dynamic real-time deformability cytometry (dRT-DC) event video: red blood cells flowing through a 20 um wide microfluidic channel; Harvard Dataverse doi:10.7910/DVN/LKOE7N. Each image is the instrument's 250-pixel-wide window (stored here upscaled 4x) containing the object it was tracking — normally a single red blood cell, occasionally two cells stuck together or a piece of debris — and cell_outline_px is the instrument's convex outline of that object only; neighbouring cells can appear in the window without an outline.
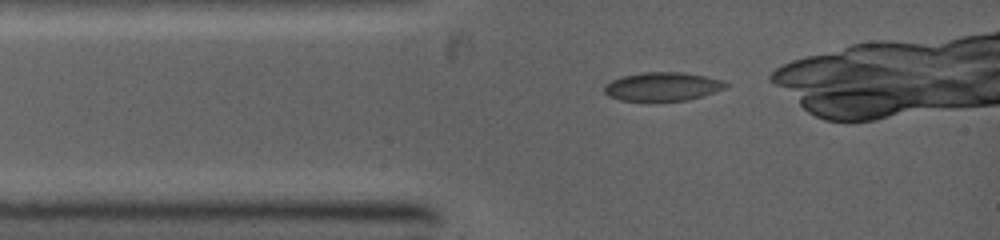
{"species": "common noctule bat (a hibernating species)", "species_latin": "Nyctalus noctula", "temperature_condition": "warm", "stored_images_in_passage": 2, "camera_frame_rate_fps": 5000, "um_per_image_px": 0.085, "animal": {"sex": "female", "body_mass_g": 19.0, "forearm_length_mm": 53.3}, "frame": {"image": 1, "passage_image": 1, "time_ms": 0.0, "image_size_px": [1000, 240], "cell_outline_px": [[732, 84], [724, 88], [688, 100], [648, 104], [620, 100], [608, 96], [604, 92], [604, 84], [620, 76], [640, 72], [684, 72], [704, 76], [720, 80]], "centroid_in_image_um": [56.22, 7.4], "position_along_channel_um": 28.8, "area_um2": 21.1}}
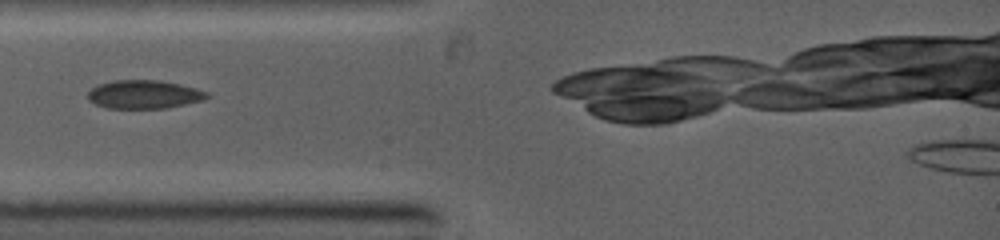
{"frame": {"image": 2, "passage_image": 2, "time_ms": 1.2, "image_size_px": [1000, 240], "cell_outline_px": [[212, 96], [200, 100], [184, 104], [164, 108], [108, 108], [96, 104], [88, 100], [88, 92], [96, 84], [112, 80], [160, 80], [180, 84], [196, 88], [208, 92]], "centroid_in_image_um": [12.22, 8.01], "position_along_channel_um": 72.8, "area_um2": 19.77}}